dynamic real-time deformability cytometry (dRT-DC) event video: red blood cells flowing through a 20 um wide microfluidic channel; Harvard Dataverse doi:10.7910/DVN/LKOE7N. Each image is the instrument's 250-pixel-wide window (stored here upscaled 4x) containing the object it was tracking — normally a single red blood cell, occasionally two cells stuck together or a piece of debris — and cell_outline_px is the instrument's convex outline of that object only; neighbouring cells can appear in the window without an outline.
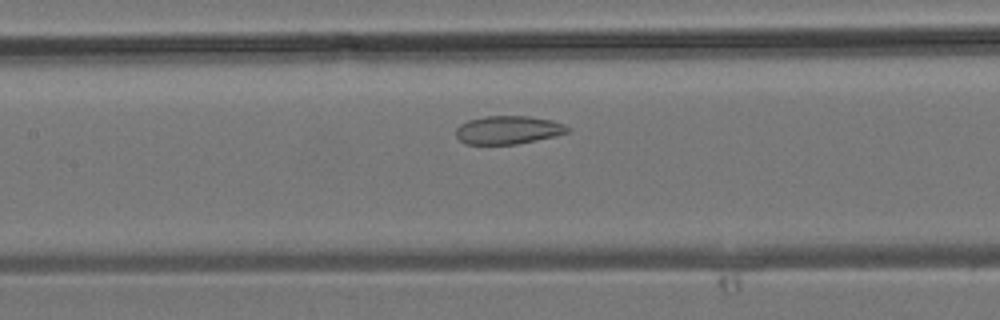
{"species": "common noctule bat (a hibernating species)", "species_latin": "Nyctalus noctula", "temperature_condition": "room temperature", "stored_images_in_passage": 32, "camera_frame_rate_fps": 3000, "um_per_image_px": 0.085, "animal": {"sex": "male", "body_mass_g": 19.2, "forearm_length_mm": 51.8}, "frame": {"image": 1, "passage_image": 13, "time_ms": 4.0, "image_size_px": [1000, 320], "cell_outline_px": [[572, 132], [556, 136], [516, 144], [464, 144], [456, 136], [456, 128], [460, 124], [468, 120], [484, 116], [528, 116], [552, 120], [564, 124], [572, 128]], "centroid_in_image_um": [43.23, 11.04], "position_along_channel_um": 164.2, "area_um2": 18.61}}
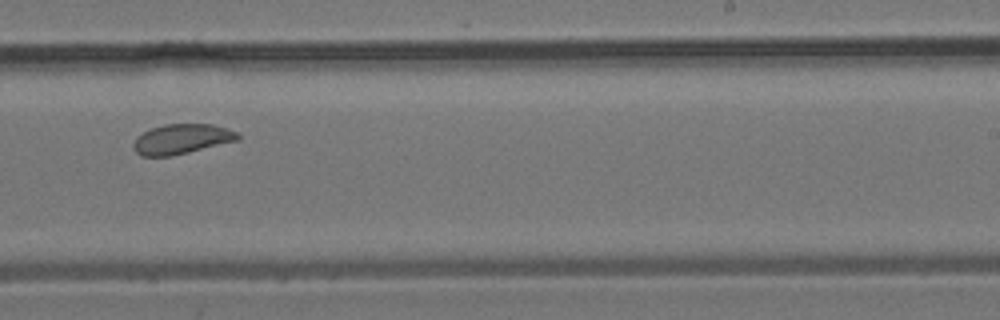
{"frame": {"image": 2, "passage_image": 19, "time_ms": 6.0, "image_size_px": [1000, 320], "cell_outline_px": [[240, 140], [172, 156], [140, 156], [132, 148], [132, 144], [136, 136], [152, 128], [164, 124], [212, 124], [228, 128], [240, 132]], "centroid_in_image_um": [15.46, 11.82], "position_along_channel_um": 273.5, "area_um2": 18.5}}
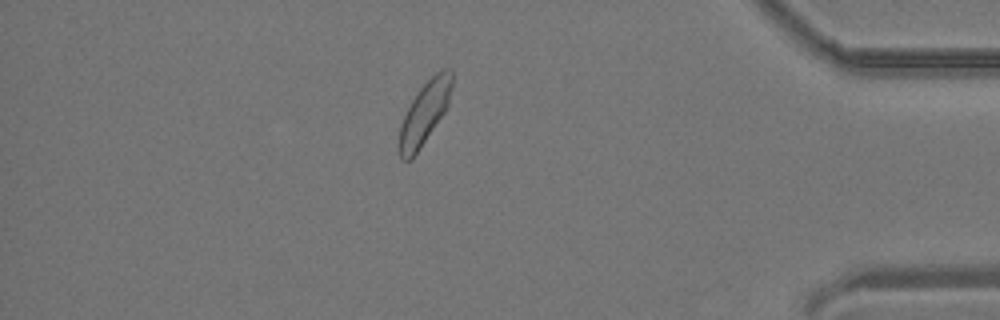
{"frame": {"image": 3, "passage_image": 28, "time_ms": 9.0, "image_size_px": [1000, 320], "cell_outline_px": [[452, 84], [448, 104], [444, 112], [412, 160], [400, 160], [396, 144], [400, 124], [416, 92], [436, 72], [444, 68], [452, 68]], "centroid_in_image_um": [36.04, 9.65], "position_along_channel_um": 399.2, "area_um2": 19.36}}